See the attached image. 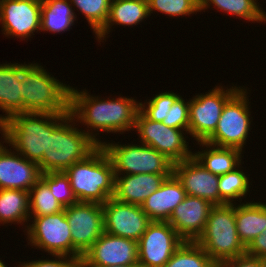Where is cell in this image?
<instances>
[{
	"label": "cell",
	"mask_w": 266,
	"mask_h": 267,
	"mask_svg": "<svg viewBox=\"0 0 266 267\" xmlns=\"http://www.w3.org/2000/svg\"><path fill=\"white\" fill-rule=\"evenodd\" d=\"M70 2L84 14L95 35L105 26L111 0H70Z\"/></svg>",
	"instance_id": "obj_32"
},
{
	"label": "cell",
	"mask_w": 266,
	"mask_h": 267,
	"mask_svg": "<svg viewBox=\"0 0 266 267\" xmlns=\"http://www.w3.org/2000/svg\"><path fill=\"white\" fill-rule=\"evenodd\" d=\"M22 82L20 81V63L0 64V133L6 140L5 121L12 115L22 113Z\"/></svg>",
	"instance_id": "obj_22"
},
{
	"label": "cell",
	"mask_w": 266,
	"mask_h": 267,
	"mask_svg": "<svg viewBox=\"0 0 266 267\" xmlns=\"http://www.w3.org/2000/svg\"><path fill=\"white\" fill-rule=\"evenodd\" d=\"M180 97V95L172 91L155 94L149 101L144 103L139 102L140 112L150 120L162 122L164 118L167 117L168 109H170Z\"/></svg>",
	"instance_id": "obj_34"
},
{
	"label": "cell",
	"mask_w": 266,
	"mask_h": 267,
	"mask_svg": "<svg viewBox=\"0 0 266 267\" xmlns=\"http://www.w3.org/2000/svg\"><path fill=\"white\" fill-rule=\"evenodd\" d=\"M166 126L176 129H189V101L180 97L170 109H168L167 117L162 121Z\"/></svg>",
	"instance_id": "obj_36"
},
{
	"label": "cell",
	"mask_w": 266,
	"mask_h": 267,
	"mask_svg": "<svg viewBox=\"0 0 266 267\" xmlns=\"http://www.w3.org/2000/svg\"><path fill=\"white\" fill-rule=\"evenodd\" d=\"M55 259L32 260L21 263L22 267H80L79 261L73 257L54 255Z\"/></svg>",
	"instance_id": "obj_37"
},
{
	"label": "cell",
	"mask_w": 266,
	"mask_h": 267,
	"mask_svg": "<svg viewBox=\"0 0 266 267\" xmlns=\"http://www.w3.org/2000/svg\"><path fill=\"white\" fill-rule=\"evenodd\" d=\"M103 206L106 233L139 241L151 222L142 207L109 198Z\"/></svg>",
	"instance_id": "obj_15"
},
{
	"label": "cell",
	"mask_w": 266,
	"mask_h": 267,
	"mask_svg": "<svg viewBox=\"0 0 266 267\" xmlns=\"http://www.w3.org/2000/svg\"><path fill=\"white\" fill-rule=\"evenodd\" d=\"M138 242L104 232L82 256L80 267L138 265Z\"/></svg>",
	"instance_id": "obj_14"
},
{
	"label": "cell",
	"mask_w": 266,
	"mask_h": 267,
	"mask_svg": "<svg viewBox=\"0 0 266 267\" xmlns=\"http://www.w3.org/2000/svg\"><path fill=\"white\" fill-rule=\"evenodd\" d=\"M202 145V151L193 153V156L201 163L208 171L215 175H224L239 165H242V151L235 148L218 147L207 142H198ZM205 146V147H204Z\"/></svg>",
	"instance_id": "obj_25"
},
{
	"label": "cell",
	"mask_w": 266,
	"mask_h": 267,
	"mask_svg": "<svg viewBox=\"0 0 266 267\" xmlns=\"http://www.w3.org/2000/svg\"><path fill=\"white\" fill-rule=\"evenodd\" d=\"M134 130L139 142L151 146L165 155L173 163L184 161L193 156L189 143L184 136L187 131L166 126L163 122L146 118L140 111L137 114ZM185 132V133H184ZM188 143V144H187Z\"/></svg>",
	"instance_id": "obj_11"
},
{
	"label": "cell",
	"mask_w": 266,
	"mask_h": 267,
	"mask_svg": "<svg viewBox=\"0 0 266 267\" xmlns=\"http://www.w3.org/2000/svg\"><path fill=\"white\" fill-rule=\"evenodd\" d=\"M22 112L71 114L70 85L60 82L37 63L20 64Z\"/></svg>",
	"instance_id": "obj_2"
},
{
	"label": "cell",
	"mask_w": 266,
	"mask_h": 267,
	"mask_svg": "<svg viewBox=\"0 0 266 267\" xmlns=\"http://www.w3.org/2000/svg\"><path fill=\"white\" fill-rule=\"evenodd\" d=\"M40 178L64 208L77 203L68 176L63 171L41 173Z\"/></svg>",
	"instance_id": "obj_33"
},
{
	"label": "cell",
	"mask_w": 266,
	"mask_h": 267,
	"mask_svg": "<svg viewBox=\"0 0 266 267\" xmlns=\"http://www.w3.org/2000/svg\"><path fill=\"white\" fill-rule=\"evenodd\" d=\"M246 254L256 258L266 255V229L246 247Z\"/></svg>",
	"instance_id": "obj_39"
},
{
	"label": "cell",
	"mask_w": 266,
	"mask_h": 267,
	"mask_svg": "<svg viewBox=\"0 0 266 267\" xmlns=\"http://www.w3.org/2000/svg\"><path fill=\"white\" fill-rule=\"evenodd\" d=\"M0 267H7L5 263L0 259Z\"/></svg>",
	"instance_id": "obj_42"
},
{
	"label": "cell",
	"mask_w": 266,
	"mask_h": 267,
	"mask_svg": "<svg viewBox=\"0 0 266 267\" xmlns=\"http://www.w3.org/2000/svg\"><path fill=\"white\" fill-rule=\"evenodd\" d=\"M181 182L172 174L141 205L151 221H168L173 210L186 198Z\"/></svg>",
	"instance_id": "obj_21"
},
{
	"label": "cell",
	"mask_w": 266,
	"mask_h": 267,
	"mask_svg": "<svg viewBox=\"0 0 266 267\" xmlns=\"http://www.w3.org/2000/svg\"><path fill=\"white\" fill-rule=\"evenodd\" d=\"M41 0H0V22L6 37L29 38L40 31Z\"/></svg>",
	"instance_id": "obj_16"
},
{
	"label": "cell",
	"mask_w": 266,
	"mask_h": 267,
	"mask_svg": "<svg viewBox=\"0 0 266 267\" xmlns=\"http://www.w3.org/2000/svg\"><path fill=\"white\" fill-rule=\"evenodd\" d=\"M29 191L0 189V223L25 224L30 220ZM29 219V220H28ZM15 222V223H14Z\"/></svg>",
	"instance_id": "obj_27"
},
{
	"label": "cell",
	"mask_w": 266,
	"mask_h": 267,
	"mask_svg": "<svg viewBox=\"0 0 266 267\" xmlns=\"http://www.w3.org/2000/svg\"><path fill=\"white\" fill-rule=\"evenodd\" d=\"M149 14L161 12L169 17L186 16L200 12V0H148Z\"/></svg>",
	"instance_id": "obj_35"
},
{
	"label": "cell",
	"mask_w": 266,
	"mask_h": 267,
	"mask_svg": "<svg viewBox=\"0 0 266 267\" xmlns=\"http://www.w3.org/2000/svg\"><path fill=\"white\" fill-rule=\"evenodd\" d=\"M139 111L140 103L132 97L119 96L113 99H100L98 96L90 95L86 89L80 91L70 88L71 115L75 118L76 123L79 121L87 126L86 134L99 145L102 144V141L96 138L99 135L98 132H120L122 134L125 131H134Z\"/></svg>",
	"instance_id": "obj_1"
},
{
	"label": "cell",
	"mask_w": 266,
	"mask_h": 267,
	"mask_svg": "<svg viewBox=\"0 0 266 267\" xmlns=\"http://www.w3.org/2000/svg\"><path fill=\"white\" fill-rule=\"evenodd\" d=\"M72 6L70 0H41L40 31H69L77 17Z\"/></svg>",
	"instance_id": "obj_26"
},
{
	"label": "cell",
	"mask_w": 266,
	"mask_h": 267,
	"mask_svg": "<svg viewBox=\"0 0 266 267\" xmlns=\"http://www.w3.org/2000/svg\"><path fill=\"white\" fill-rule=\"evenodd\" d=\"M173 174L181 182L187 195L220 205L219 176L208 171L194 156L174 163Z\"/></svg>",
	"instance_id": "obj_17"
},
{
	"label": "cell",
	"mask_w": 266,
	"mask_h": 267,
	"mask_svg": "<svg viewBox=\"0 0 266 267\" xmlns=\"http://www.w3.org/2000/svg\"><path fill=\"white\" fill-rule=\"evenodd\" d=\"M172 174H128L115 175L116 200L141 206L146 198L160 188L165 179Z\"/></svg>",
	"instance_id": "obj_20"
},
{
	"label": "cell",
	"mask_w": 266,
	"mask_h": 267,
	"mask_svg": "<svg viewBox=\"0 0 266 267\" xmlns=\"http://www.w3.org/2000/svg\"><path fill=\"white\" fill-rule=\"evenodd\" d=\"M163 267H216L196 241H184Z\"/></svg>",
	"instance_id": "obj_30"
},
{
	"label": "cell",
	"mask_w": 266,
	"mask_h": 267,
	"mask_svg": "<svg viewBox=\"0 0 266 267\" xmlns=\"http://www.w3.org/2000/svg\"><path fill=\"white\" fill-rule=\"evenodd\" d=\"M247 89L242 87L224 106L215 131L204 141L243 152L251 126Z\"/></svg>",
	"instance_id": "obj_8"
},
{
	"label": "cell",
	"mask_w": 266,
	"mask_h": 267,
	"mask_svg": "<svg viewBox=\"0 0 266 267\" xmlns=\"http://www.w3.org/2000/svg\"><path fill=\"white\" fill-rule=\"evenodd\" d=\"M242 88L216 86L205 94H198L189 100L188 134L196 142L205 141L216 129L225 104Z\"/></svg>",
	"instance_id": "obj_10"
},
{
	"label": "cell",
	"mask_w": 266,
	"mask_h": 267,
	"mask_svg": "<svg viewBox=\"0 0 266 267\" xmlns=\"http://www.w3.org/2000/svg\"><path fill=\"white\" fill-rule=\"evenodd\" d=\"M75 121L70 114L48 135L47 151H44L43 158L38 163L41 173L64 172L100 146L85 130L75 127Z\"/></svg>",
	"instance_id": "obj_5"
},
{
	"label": "cell",
	"mask_w": 266,
	"mask_h": 267,
	"mask_svg": "<svg viewBox=\"0 0 266 267\" xmlns=\"http://www.w3.org/2000/svg\"><path fill=\"white\" fill-rule=\"evenodd\" d=\"M102 267H140L139 265L102 266Z\"/></svg>",
	"instance_id": "obj_41"
},
{
	"label": "cell",
	"mask_w": 266,
	"mask_h": 267,
	"mask_svg": "<svg viewBox=\"0 0 266 267\" xmlns=\"http://www.w3.org/2000/svg\"><path fill=\"white\" fill-rule=\"evenodd\" d=\"M3 143V144H2ZM0 142V149H1V147L4 145V143L6 144V140H4L3 142Z\"/></svg>",
	"instance_id": "obj_43"
},
{
	"label": "cell",
	"mask_w": 266,
	"mask_h": 267,
	"mask_svg": "<svg viewBox=\"0 0 266 267\" xmlns=\"http://www.w3.org/2000/svg\"><path fill=\"white\" fill-rule=\"evenodd\" d=\"M64 210L71 229L72 246L83 256L105 232L103 206L95 202H77Z\"/></svg>",
	"instance_id": "obj_13"
},
{
	"label": "cell",
	"mask_w": 266,
	"mask_h": 267,
	"mask_svg": "<svg viewBox=\"0 0 266 267\" xmlns=\"http://www.w3.org/2000/svg\"><path fill=\"white\" fill-rule=\"evenodd\" d=\"M149 16L147 0H111L108 20L95 38L100 43L111 32L113 25L131 27L140 24Z\"/></svg>",
	"instance_id": "obj_23"
},
{
	"label": "cell",
	"mask_w": 266,
	"mask_h": 267,
	"mask_svg": "<svg viewBox=\"0 0 266 267\" xmlns=\"http://www.w3.org/2000/svg\"><path fill=\"white\" fill-rule=\"evenodd\" d=\"M196 242L216 264L245 255L246 247L236 228L235 204L214 205Z\"/></svg>",
	"instance_id": "obj_6"
},
{
	"label": "cell",
	"mask_w": 266,
	"mask_h": 267,
	"mask_svg": "<svg viewBox=\"0 0 266 267\" xmlns=\"http://www.w3.org/2000/svg\"><path fill=\"white\" fill-rule=\"evenodd\" d=\"M33 223L27 224L28 245L46 253L73 257L79 262L82 255L72 246L71 229L67 222L65 210L46 216L30 217Z\"/></svg>",
	"instance_id": "obj_9"
},
{
	"label": "cell",
	"mask_w": 266,
	"mask_h": 267,
	"mask_svg": "<svg viewBox=\"0 0 266 267\" xmlns=\"http://www.w3.org/2000/svg\"><path fill=\"white\" fill-rule=\"evenodd\" d=\"M235 221L239 239L247 247L266 229V203H235Z\"/></svg>",
	"instance_id": "obj_24"
},
{
	"label": "cell",
	"mask_w": 266,
	"mask_h": 267,
	"mask_svg": "<svg viewBox=\"0 0 266 267\" xmlns=\"http://www.w3.org/2000/svg\"><path fill=\"white\" fill-rule=\"evenodd\" d=\"M216 267H261L259 258L247 254L228 259L216 264Z\"/></svg>",
	"instance_id": "obj_38"
},
{
	"label": "cell",
	"mask_w": 266,
	"mask_h": 267,
	"mask_svg": "<svg viewBox=\"0 0 266 267\" xmlns=\"http://www.w3.org/2000/svg\"><path fill=\"white\" fill-rule=\"evenodd\" d=\"M261 267H266V255L259 258Z\"/></svg>",
	"instance_id": "obj_40"
},
{
	"label": "cell",
	"mask_w": 266,
	"mask_h": 267,
	"mask_svg": "<svg viewBox=\"0 0 266 267\" xmlns=\"http://www.w3.org/2000/svg\"><path fill=\"white\" fill-rule=\"evenodd\" d=\"M6 147L0 149V189L29 191L40 179L38 164Z\"/></svg>",
	"instance_id": "obj_19"
},
{
	"label": "cell",
	"mask_w": 266,
	"mask_h": 267,
	"mask_svg": "<svg viewBox=\"0 0 266 267\" xmlns=\"http://www.w3.org/2000/svg\"><path fill=\"white\" fill-rule=\"evenodd\" d=\"M29 207L30 217L52 215L64 210L41 178L29 190Z\"/></svg>",
	"instance_id": "obj_31"
},
{
	"label": "cell",
	"mask_w": 266,
	"mask_h": 267,
	"mask_svg": "<svg viewBox=\"0 0 266 267\" xmlns=\"http://www.w3.org/2000/svg\"><path fill=\"white\" fill-rule=\"evenodd\" d=\"M101 147L109 156L115 175L173 174L174 163L151 146L102 142Z\"/></svg>",
	"instance_id": "obj_7"
},
{
	"label": "cell",
	"mask_w": 266,
	"mask_h": 267,
	"mask_svg": "<svg viewBox=\"0 0 266 267\" xmlns=\"http://www.w3.org/2000/svg\"><path fill=\"white\" fill-rule=\"evenodd\" d=\"M64 172L78 202L104 204L114 196L115 171L101 145L87 158L74 163Z\"/></svg>",
	"instance_id": "obj_4"
},
{
	"label": "cell",
	"mask_w": 266,
	"mask_h": 267,
	"mask_svg": "<svg viewBox=\"0 0 266 267\" xmlns=\"http://www.w3.org/2000/svg\"><path fill=\"white\" fill-rule=\"evenodd\" d=\"M249 188V177L243 172L240 165L234 170L220 175L218 183L220 205L233 204V201L236 203L237 199L242 202V198L247 196V192H250Z\"/></svg>",
	"instance_id": "obj_29"
},
{
	"label": "cell",
	"mask_w": 266,
	"mask_h": 267,
	"mask_svg": "<svg viewBox=\"0 0 266 267\" xmlns=\"http://www.w3.org/2000/svg\"><path fill=\"white\" fill-rule=\"evenodd\" d=\"M257 0H200V12L211 5L220 11L229 13L232 16L248 20L249 22L262 23L266 21V12L261 9Z\"/></svg>",
	"instance_id": "obj_28"
},
{
	"label": "cell",
	"mask_w": 266,
	"mask_h": 267,
	"mask_svg": "<svg viewBox=\"0 0 266 267\" xmlns=\"http://www.w3.org/2000/svg\"><path fill=\"white\" fill-rule=\"evenodd\" d=\"M213 206L206 199L187 195L167 222L184 241H196L205 229Z\"/></svg>",
	"instance_id": "obj_18"
},
{
	"label": "cell",
	"mask_w": 266,
	"mask_h": 267,
	"mask_svg": "<svg viewBox=\"0 0 266 267\" xmlns=\"http://www.w3.org/2000/svg\"><path fill=\"white\" fill-rule=\"evenodd\" d=\"M184 242L166 221H151L138 241V265L163 267Z\"/></svg>",
	"instance_id": "obj_12"
},
{
	"label": "cell",
	"mask_w": 266,
	"mask_h": 267,
	"mask_svg": "<svg viewBox=\"0 0 266 267\" xmlns=\"http://www.w3.org/2000/svg\"><path fill=\"white\" fill-rule=\"evenodd\" d=\"M70 114L22 112L5 121L6 144L37 164L47 151L50 135ZM40 118V119H39Z\"/></svg>",
	"instance_id": "obj_3"
}]
</instances>
